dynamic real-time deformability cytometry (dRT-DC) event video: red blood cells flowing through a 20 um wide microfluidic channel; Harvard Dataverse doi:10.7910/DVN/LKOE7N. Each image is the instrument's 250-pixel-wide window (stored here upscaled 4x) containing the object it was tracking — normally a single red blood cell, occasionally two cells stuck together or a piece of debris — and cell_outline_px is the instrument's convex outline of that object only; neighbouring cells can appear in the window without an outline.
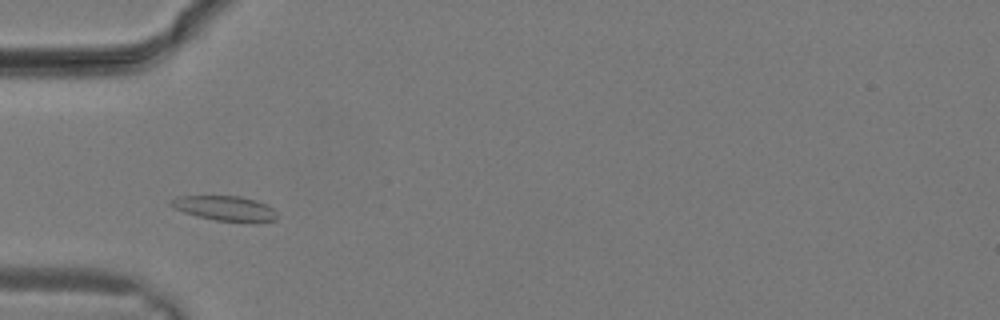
{"species": "common noctule bat (a hibernating species)", "species_latin": "Nyctalus noctula", "temperature_condition": "warm", "stored_images_in_passage": 11, "camera_frame_rate_fps": 3000, "um_per_image_px": 0.085, "animal": {"sex": "male", "body_mass_g": 19.2, "forearm_length_mm": 51.8}, "frame": {"image": 1, "passage_image": 4, "time_ms": 1.0, "image_size_px": [1000, 320], "cell_outline_px": [[280, 216], [276, 220], [256, 224], [216, 220], [184, 212], [168, 204], [168, 200], [176, 196], [240, 196], [256, 200], [268, 204]], "centroid_in_image_um": [19.21, 17.72], "position_along_channel_um": 65.8, "area_um2": 15.84}}
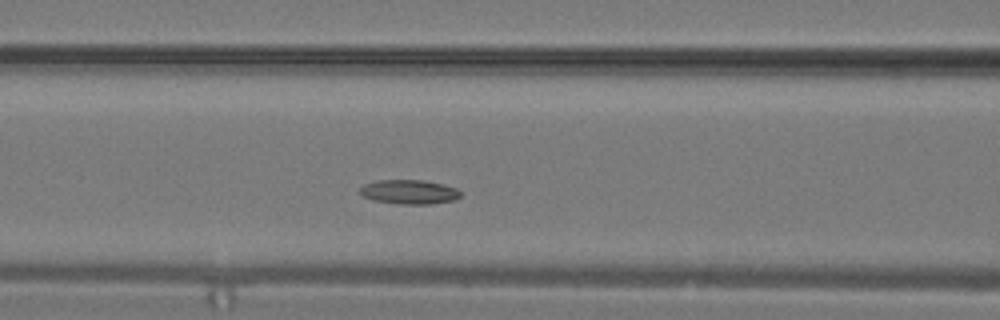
{"frame": {"image": 2, "passage_image": 7, "time_ms": 2.0, "image_size_px": [1000, 320], "cell_outline_px": [[460, 196], [456, 200], [432, 204], [396, 204], [372, 200], [364, 196], [360, 192], [360, 188], [364, 184], [376, 180], [420, 180], [444, 184], [456, 188], [460, 192]], "centroid_in_image_um": [34.79, 16.32], "position_along_channel_um": 131.8, "area_um2": 14.33}}
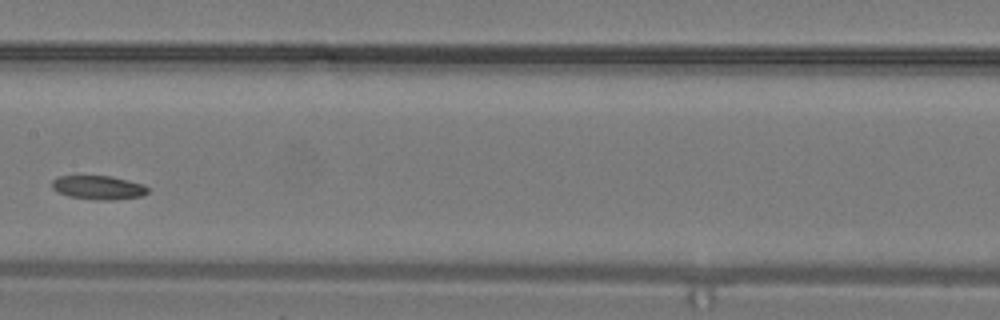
{"frame": {"image": 3, "passage_image": 10, "time_ms": 3.0, "image_size_px": [1000, 320], "cell_outline_px": [[148, 192], [144, 196], [112, 200], [96, 200], [68, 196], [52, 188], [52, 180], [60, 176], [112, 176], [140, 184], [148, 188]], "centroid_in_image_um": [8.36, 15.95], "position_along_channel_um": 199.0, "area_um2": 13.18}}